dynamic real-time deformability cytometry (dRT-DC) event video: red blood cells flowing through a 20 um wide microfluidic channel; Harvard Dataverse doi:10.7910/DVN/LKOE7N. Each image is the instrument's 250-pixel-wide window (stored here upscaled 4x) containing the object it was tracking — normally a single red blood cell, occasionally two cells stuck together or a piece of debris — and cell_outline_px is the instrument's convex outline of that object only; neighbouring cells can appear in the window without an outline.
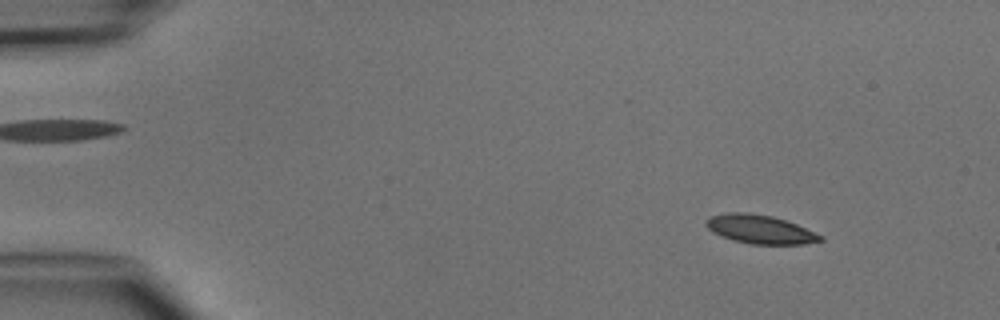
{"species": "common noctule bat (a hibernating species)", "species_latin": "Nyctalus noctula", "temperature_condition": "cold", "stored_images_in_passage": 3, "segment_of_instrument_passage": [2, 2], "camera_frame_rate_fps": 3000, "um_per_image_px": 0.085, "animal": {"sex": "male", "body_mass_g": 15.6}, "frame": {"image": 1, "passage_image": 3, "time_ms": 3.333, "image_size_px": [1000, 320], "cell_outline_px": [[824, 240], [804, 244], [752, 244], [720, 236], [712, 232], [704, 224], [704, 220], [708, 216], [728, 212], [748, 212], [772, 216], [796, 224], [824, 236]], "centroid_in_image_um": [64.57, 19.48], "position_along_channel_um": 20.4, "area_um2": 19.19}}